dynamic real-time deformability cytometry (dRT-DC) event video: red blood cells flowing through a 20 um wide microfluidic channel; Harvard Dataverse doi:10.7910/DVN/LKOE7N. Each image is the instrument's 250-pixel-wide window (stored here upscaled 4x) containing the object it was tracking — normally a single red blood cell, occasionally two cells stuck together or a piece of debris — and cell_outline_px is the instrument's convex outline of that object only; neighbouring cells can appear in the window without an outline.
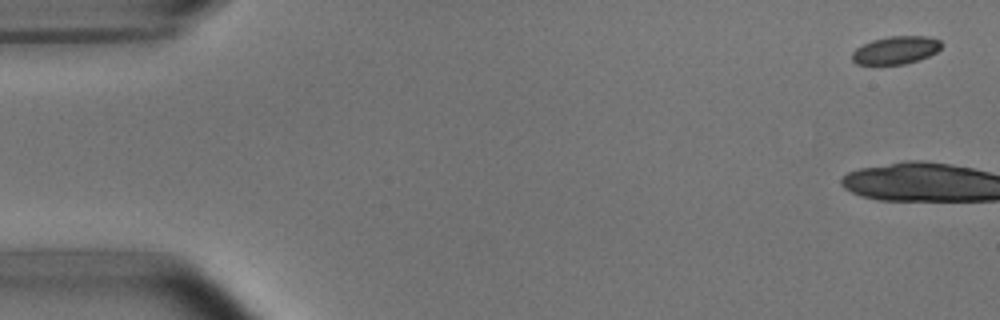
{"species": "common noctule bat (a hibernating species)", "species_latin": "Nyctalus noctula", "temperature_condition": "room temperature", "stored_images_in_passage": 9, "camera_frame_rate_fps": 3000, "um_per_image_px": 0.085, "animal": {"sex": "male", "body_mass_g": 15.6}, "frame": {"image": 1, "passage_image": 1, "time_ms": 0.0, "image_size_px": [1000, 320], "cell_outline_px": [[944, 44], [936, 52], [920, 60], [904, 64], [856, 64], [852, 60], [852, 52], [856, 48], [872, 40], [888, 36], [928, 36], [940, 40]], "centroid_in_image_um": [76.16, 4.25], "position_along_channel_um": 8.8, "area_um2": 14.57}}
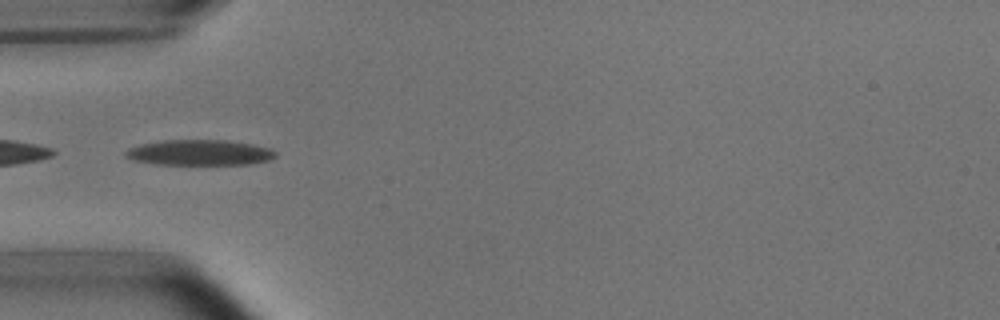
{"frame": {"image": 2, "passage_image": 6, "time_ms": 6.0, "image_size_px": [1000, 320], "cell_outline_px": [[276, 156], [268, 160], [248, 164], [156, 164], [132, 160], [124, 156], [124, 152], [128, 148], [140, 144], [160, 140], [228, 140], [252, 144], [272, 148], [276, 152]], "centroid_in_image_um": [16.94, 12.96], "position_along_channel_um": 68.1, "area_um2": 22.43}}
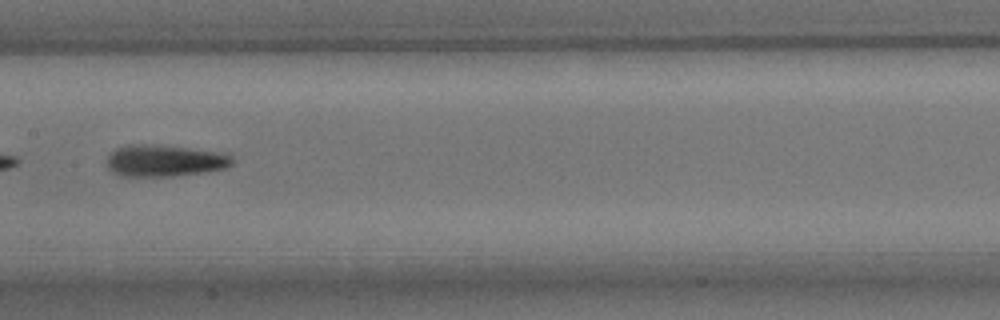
{"frame": {"image": 3, "passage_image": 9, "time_ms": 9.333, "image_size_px": [1000, 320], "cell_outline_px": [[236, 160], [228, 168], [204, 172], [172, 176], [120, 176], [112, 172], [108, 168], [108, 156], [116, 148], [132, 144], [160, 144], [228, 152]], "centroid_in_image_um": [14.09, 13.64], "position_along_channel_um": 193.3, "area_um2": 23.76}}